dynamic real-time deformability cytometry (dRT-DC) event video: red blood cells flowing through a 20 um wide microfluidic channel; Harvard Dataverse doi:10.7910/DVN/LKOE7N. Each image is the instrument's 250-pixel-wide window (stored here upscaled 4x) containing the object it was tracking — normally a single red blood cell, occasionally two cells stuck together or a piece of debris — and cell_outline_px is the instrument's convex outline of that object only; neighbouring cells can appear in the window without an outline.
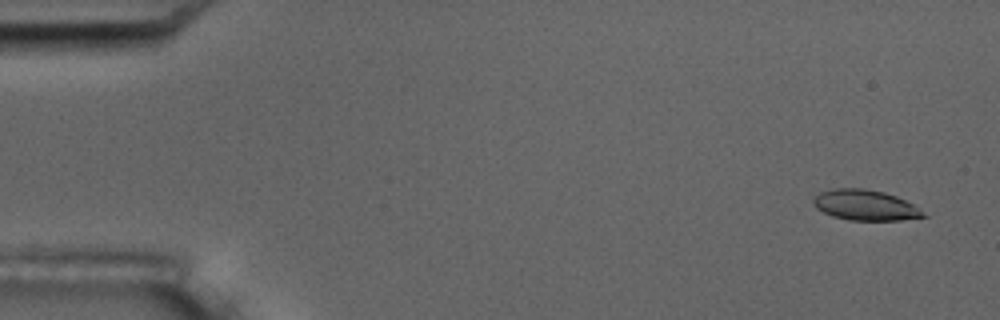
{"species": "common noctule bat (a hibernating species)", "species_latin": "Nyctalus noctula", "temperature_condition": "room temperature", "stored_images_in_passage": 5, "camera_frame_rate_fps": 3000, "um_per_image_px": 0.085, "animal": {"sex": "male", "body_mass_g": 17.5, "forearm_length_mm": 52.3}, "frame": {"image": 1, "passage_image": 1, "time_ms": 0.0, "image_size_px": [1000, 320], "cell_outline_px": [[928, 216], [900, 220], [848, 220], [832, 216], [816, 208], [812, 200], [820, 192], [836, 188], [864, 188], [884, 192], [896, 196], [912, 204]], "centroid_in_image_um": [73.52, 17.43], "position_along_channel_um": 11.5, "area_um2": 19.36}}
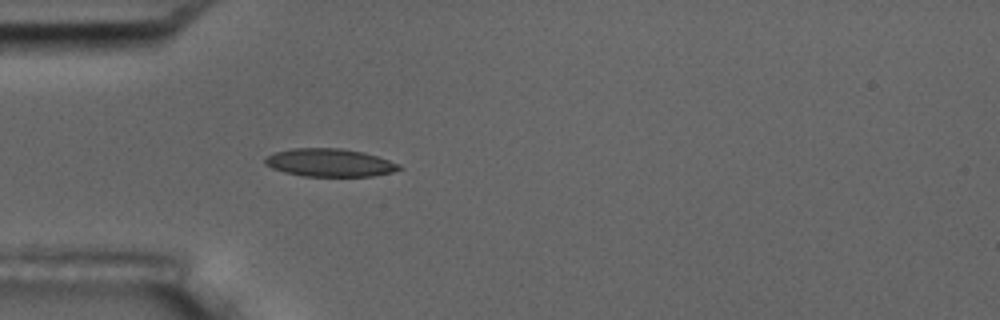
{"frame": {"image": 2, "passage_image": 5, "time_ms": 4.667, "image_size_px": [1000, 320], "cell_outline_px": [[404, 168], [392, 172], [372, 176], [304, 176], [284, 172], [272, 168], [264, 164], [264, 156], [272, 152], [292, 148], [340, 148], [364, 152], [400, 164]], "centroid_in_image_um": [27.98, 13.82], "position_along_channel_um": 57.0, "area_um2": 22.02}}